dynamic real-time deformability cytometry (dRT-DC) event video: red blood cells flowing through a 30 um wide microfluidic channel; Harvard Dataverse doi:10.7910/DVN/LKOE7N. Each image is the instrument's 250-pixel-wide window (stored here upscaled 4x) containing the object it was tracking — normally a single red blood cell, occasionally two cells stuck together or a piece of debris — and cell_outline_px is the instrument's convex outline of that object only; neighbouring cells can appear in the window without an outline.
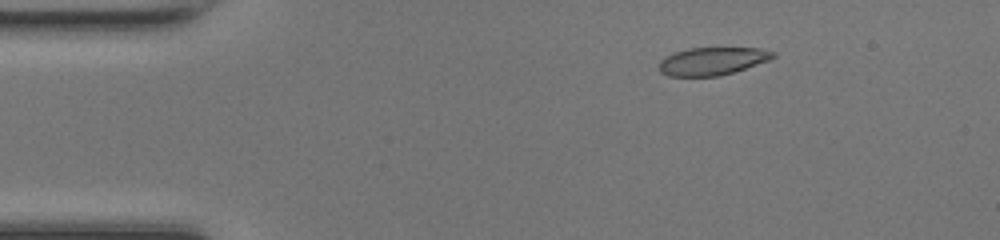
{"species": "common noctule bat (a hibernating species)", "species_latin": "Nyctalus noctula", "temperature_condition": "room temperature", "stored_images_in_passage": 49, "camera_frame_rate_fps": 3000, "um_per_image_px": 0.085, "animal": {"sex": "female", "body_mass_g": 17.0, "forearm_length_mm": 48.0}, "frame": {"image": 1, "passage_image": 8, "time_ms": 2.333, "image_size_px": [1000, 240], "cell_outline_px": [[776, 56], [768, 60], [720, 76], [668, 76], [660, 72], [660, 60], [676, 52], [688, 48], [760, 48], [776, 52]], "centroid_in_image_um": [60.55, 5.19], "position_along_channel_um": 24.4, "area_um2": 18.21}}
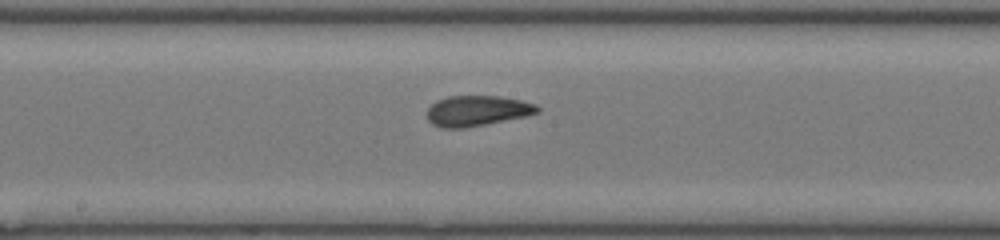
{"frame": {"image": 2, "passage_image": 26, "time_ms": 8.333, "image_size_px": [1000, 240], "cell_outline_px": [[540, 112], [528, 116], [464, 128], [440, 128], [432, 124], [428, 120], [428, 108], [436, 100], [448, 96], [496, 96], [520, 100], [536, 104], [540, 108]], "centroid_in_image_um": [40.56, 9.42], "position_along_channel_um": 207.6, "area_um2": 19.65}}
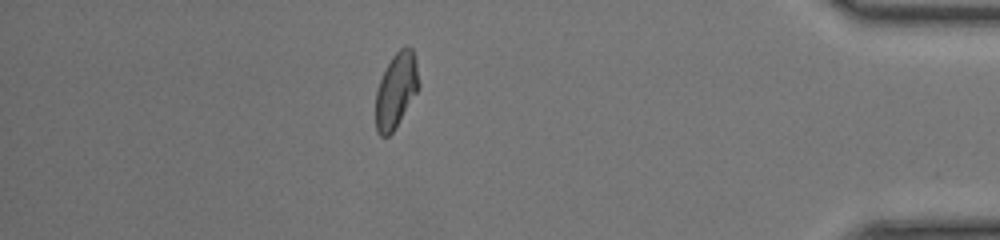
{"frame": {"image": 3, "passage_image": 43, "time_ms": 14.0, "image_size_px": [1000, 240], "cell_outline_px": [[420, 88], [396, 128], [388, 136], [380, 136], [376, 132], [376, 92], [380, 80], [392, 56], [400, 48], [412, 48], [416, 60], [420, 84]], "centroid_in_image_um": [33.69, 7.71], "position_along_channel_um": 401.5, "area_um2": 18.9}, "authors_computed_cell_mechanics": {"area_um2": 19.1318, "velocity_mm_per_s": 4.2446, "shape_relaxation_time_tau1_ms": 2.782, "shape_relaxation_time_tau2_ms": 1.1913, "deformation_change_tau1": 0.1374, "deformation_change_tau2": 0.0835}}